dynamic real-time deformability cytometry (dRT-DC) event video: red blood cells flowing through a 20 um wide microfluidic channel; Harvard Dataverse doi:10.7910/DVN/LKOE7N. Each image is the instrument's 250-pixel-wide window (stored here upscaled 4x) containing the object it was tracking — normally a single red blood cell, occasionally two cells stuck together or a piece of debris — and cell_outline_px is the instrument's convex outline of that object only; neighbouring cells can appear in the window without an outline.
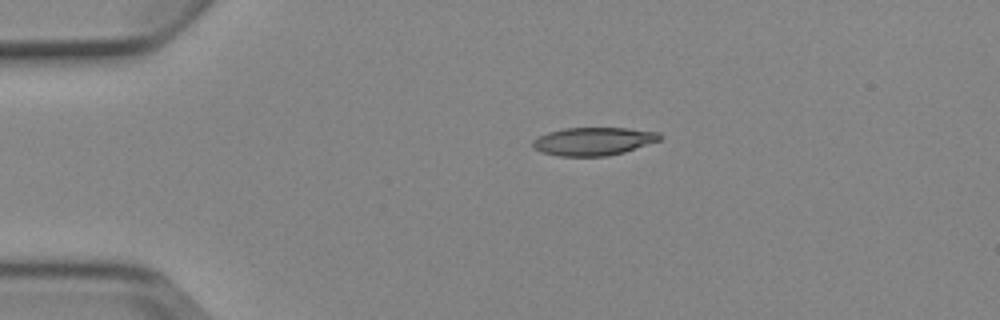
{"species": "Egyptian fruit bat (a non-hibernating species)", "species_latin": "Rousettus aegyptiacus", "temperature_condition": "cold", "stored_images_in_passage": 3, "camera_frame_rate_fps": 3000, "um_per_image_px": 0.085, "animal": {"sex": "female"}, "frame": {"image": 1, "passage_image": 3, "time_ms": 2.333, "image_size_px": [1000, 320], "cell_outline_px": [[664, 136], [660, 140], [624, 152], [608, 156], [560, 156], [544, 152], [532, 148], [532, 140], [548, 132], [564, 128], [628, 128], [660, 132]], "centroid_in_image_um": [50.47, 12.0], "position_along_channel_um": 34.5, "area_um2": 20.81}}